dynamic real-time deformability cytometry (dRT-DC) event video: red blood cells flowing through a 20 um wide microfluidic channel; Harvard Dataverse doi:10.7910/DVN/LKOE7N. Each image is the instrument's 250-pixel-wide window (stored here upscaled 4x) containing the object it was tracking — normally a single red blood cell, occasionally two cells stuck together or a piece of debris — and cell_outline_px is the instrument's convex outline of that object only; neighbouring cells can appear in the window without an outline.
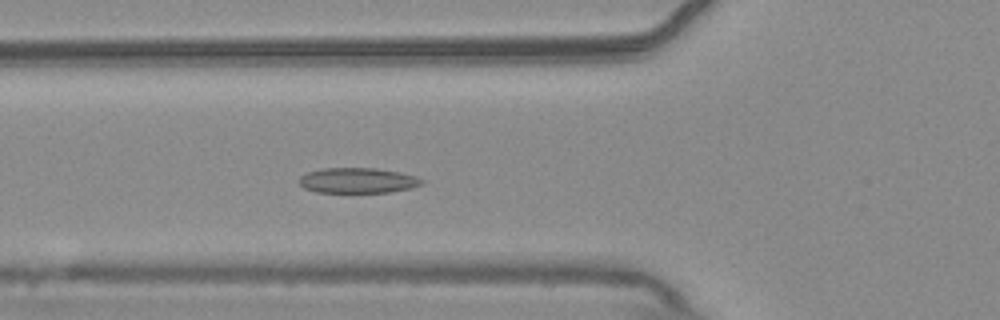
{"species": "common noctule bat (a hibernating species)", "species_latin": "Nyctalus noctula", "temperature_condition": "warm", "stored_images_in_passage": 41, "camera_frame_rate_fps": 3000, "um_per_image_px": 0.085, "animal": {"sex": "male", "body_mass_g": 20.4}, "frame": {"image": 1, "passage_image": 13, "time_ms": 4.0, "image_size_px": [1000, 320], "cell_outline_px": [[424, 184], [412, 188], [392, 192], [316, 192], [304, 188], [300, 184], [300, 176], [308, 172], [324, 168], [376, 168], [400, 172], [416, 176], [424, 180]], "centroid_in_image_um": [30.45, 15.34], "position_along_channel_um": 95.3, "area_um2": 18.15}}
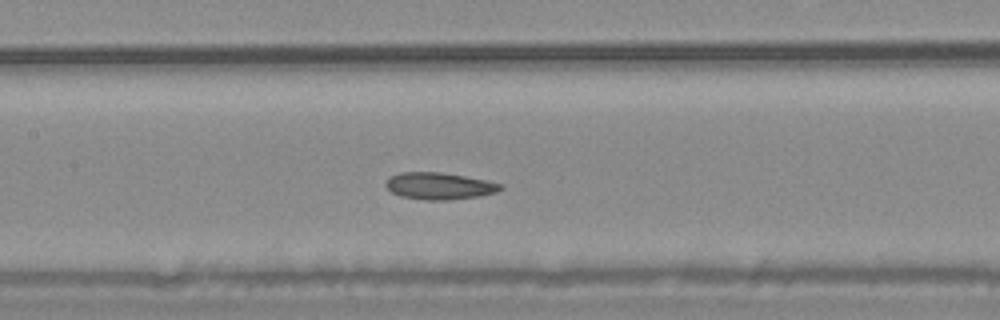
{"frame": {"image": 2, "passage_image": 19, "time_ms": 6.0, "image_size_px": [1000, 320], "cell_outline_px": [[504, 188], [496, 192], [480, 196], [448, 200], [424, 200], [400, 196], [392, 192], [384, 184], [388, 176], [400, 172], [440, 172], [464, 176], [504, 184]], "centroid_in_image_um": [37.32, 15.81], "position_along_channel_um": 170.1, "area_um2": 18.09}}
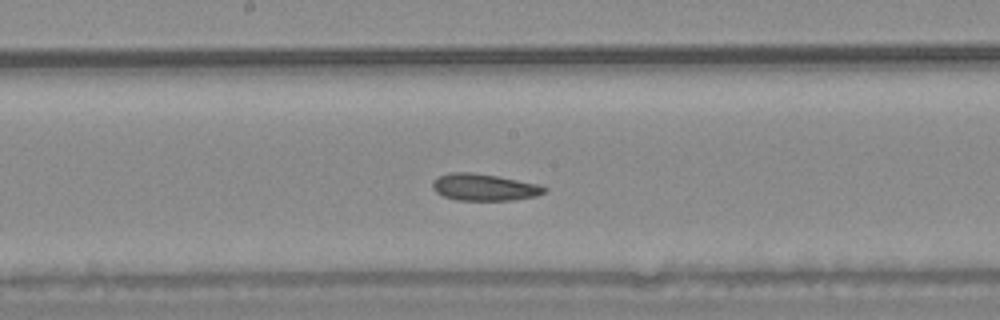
{"frame": {"image": 3, "passage_image": 22, "time_ms": 7.0, "image_size_px": [1000, 320], "cell_outline_px": [[548, 188], [544, 192], [536, 196], [512, 200], [456, 200], [444, 196], [436, 192], [432, 188], [432, 180], [448, 172], [472, 172], [496, 176], [540, 184]], "centroid_in_image_um": [41.14, 15.91], "position_along_channel_um": 207.1, "area_um2": 17.51}, "authors_computed_cell_mechanics": {"area_um2": 18.207, "velocity_mm_per_s": 3.7058, "shape_relaxation_time_tau1_ms": null, "shape_relaxation_time_tau2_ms": 4.309, "deformation_change_tau1": null, "deformation_change_tau2": 0.0973}}